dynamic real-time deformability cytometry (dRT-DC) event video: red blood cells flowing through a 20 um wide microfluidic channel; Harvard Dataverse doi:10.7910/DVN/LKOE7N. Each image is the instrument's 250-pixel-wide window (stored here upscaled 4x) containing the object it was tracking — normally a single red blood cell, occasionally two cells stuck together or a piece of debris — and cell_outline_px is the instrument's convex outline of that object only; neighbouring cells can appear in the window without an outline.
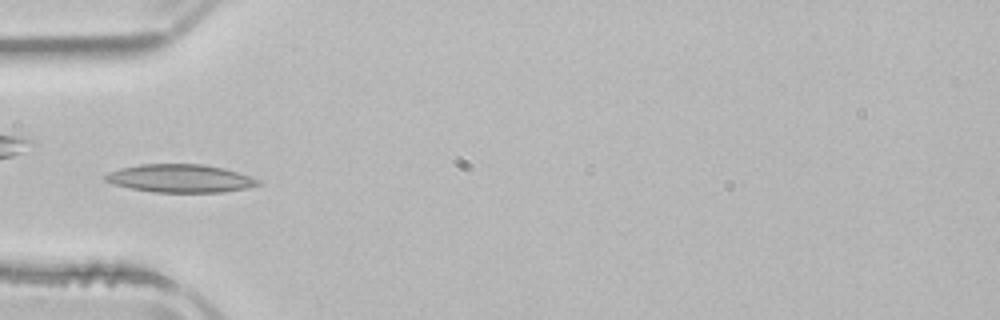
{"species": "common noctule bat (a hibernating species)", "species_latin": "Nyctalus noctula", "temperature_condition": "room temperature", "stored_images_in_passage": 3, "camera_frame_rate_fps": 3000, "um_per_image_px": 0.085, "animal": {"sex": "male", "body_mass_g": 21.5, "forearm_length_mm": 52.0}, "frame": {"image": 1, "passage_image": 3, "time_ms": 2.667, "image_size_px": [1000, 320], "cell_outline_px": [[264, 184], [248, 188], [224, 192], [152, 192], [112, 184], [104, 180], [104, 176], [108, 172], [120, 168], [140, 164], [200, 164], [224, 168], [260, 180]], "centroid_in_image_um": [15.32, 15.17], "position_along_channel_um": 69.7, "area_um2": 25.03}}